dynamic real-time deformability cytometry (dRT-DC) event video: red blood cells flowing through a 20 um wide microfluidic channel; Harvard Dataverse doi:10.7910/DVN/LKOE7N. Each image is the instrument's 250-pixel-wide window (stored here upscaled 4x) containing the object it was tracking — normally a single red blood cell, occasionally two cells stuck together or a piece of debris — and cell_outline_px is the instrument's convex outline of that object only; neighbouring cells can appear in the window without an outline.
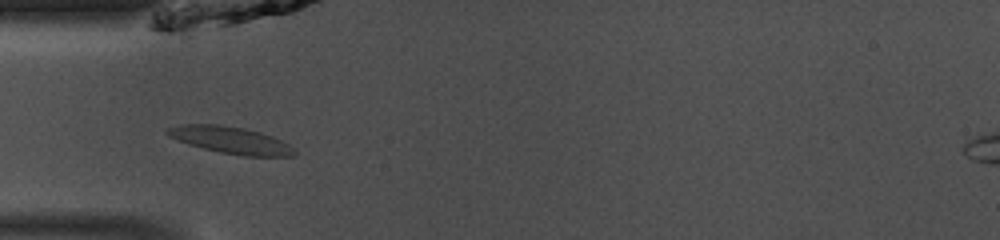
{"species": "common noctule bat (a hibernating species)", "species_latin": "Nyctalus noctula", "temperature_condition": "room temperature", "stored_images_in_passage": 34, "camera_frame_rate_fps": 3000, "um_per_image_px": 0.085, "animal": {"sex": "male", "body_mass_g": 13.0, "forearm_length_mm": 53.1}, "frame": {"image": 1, "passage_image": 1, "time_ms": 0.0, "image_size_px": [1000, 240], "cell_outline_px": [[296, 152], [292, 156], [244, 156], [220, 152], [188, 144], [168, 136], [164, 132], [168, 128], [180, 124], [220, 124], [244, 128], [260, 132], [272, 136], [288, 144]], "centroid_in_image_um": [19.57, 11.9], "position_along_channel_um": 65.4, "area_um2": 19.83}}
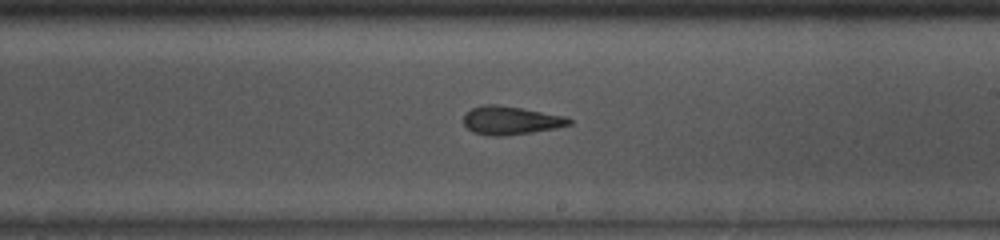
{"frame": {"image": 2, "passage_image": 14, "time_ms": 4.333, "image_size_px": [1000, 240], "cell_outline_px": [[572, 124], [556, 128], [532, 132], [504, 136], [488, 136], [472, 132], [464, 124], [464, 116], [472, 108], [484, 104], [496, 104], [520, 108], [564, 116], [572, 120]], "centroid_in_image_um": [43.4, 10.24], "position_along_channel_um": 245.6, "area_um2": 17.34}}
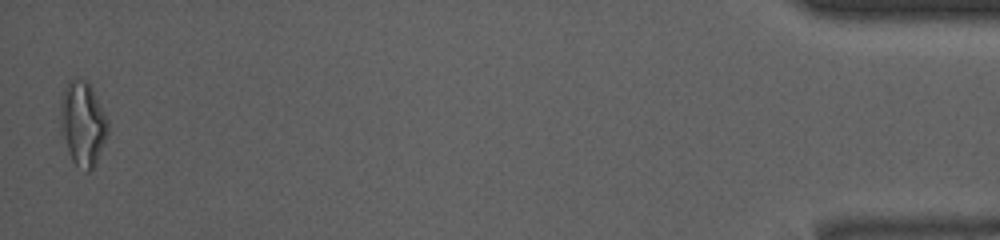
{"frame": {"image": 3, "passage_image": 34, "time_ms": 11.0, "image_size_px": [1000, 240], "cell_outline_px": [[108, 136], [96, 164], [92, 172], [88, 172], [76, 164], [72, 160], [68, 152], [60, 132], [60, 100], [64, 88], [68, 80], [84, 80], [92, 88], [108, 120]], "centroid_in_image_um": [7.03, 10.54], "position_along_channel_um": 428.2, "area_um2": 23.52}, "authors_computed_cell_mechanics": {"area_um2": 17.4556, "velocity_mm_per_s": 4.1315, "shape_relaxation_time_tau1_ms": null, "shape_relaxation_time_tau2_ms": 3.3323, "deformation_change_tau1": null, "deformation_change_tau2": 0.1396}}